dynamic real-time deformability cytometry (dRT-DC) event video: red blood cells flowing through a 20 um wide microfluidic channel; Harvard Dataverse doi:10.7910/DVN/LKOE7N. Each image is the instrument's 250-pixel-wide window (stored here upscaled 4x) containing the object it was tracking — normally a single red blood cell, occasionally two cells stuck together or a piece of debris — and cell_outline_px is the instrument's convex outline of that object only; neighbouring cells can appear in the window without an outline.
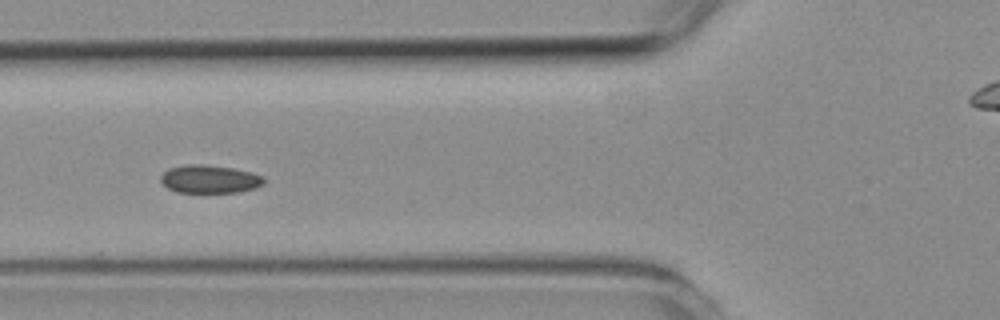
{"species": "common noctule bat (a hibernating species)", "species_latin": "Nyctalus noctula", "temperature_condition": "room temperature", "stored_images_in_passage": 8, "camera_frame_rate_fps": 3000, "um_per_image_px": 0.085, "animal": {"sex": "female", "body_mass_g": 19.3, "forearm_length_mm": 54.1}, "frame": {"image": 1, "passage_image": 6, "time_ms": 5.667, "image_size_px": [1000, 320], "cell_outline_px": [[264, 184], [256, 188], [240, 192], [176, 192], [168, 188], [160, 180], [160, 176], [168, 168], [188, 164], [204, 164], [232, 168], [252, 172], [264, 176]], "centroid_in_image_um": [17.84, 15.22], "position_along_channel_um": 108.0, "area_um2": 16.99}}
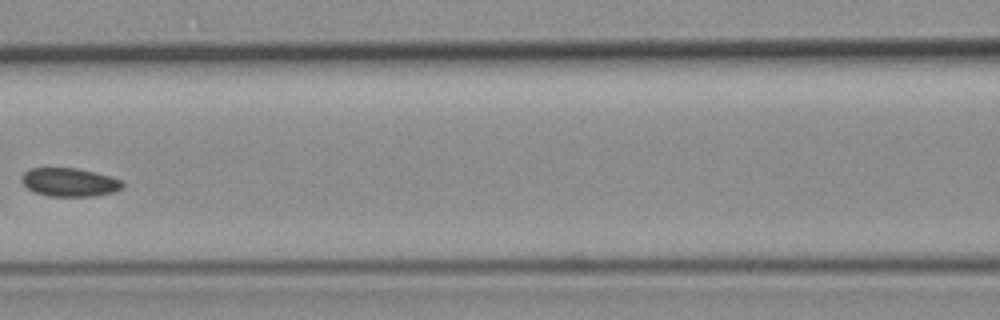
{"frame": {"image": 2, "passage_image": 7, "time_ms": 7.0, "image_size_px": [1000, 320], "cell_outline_px": [[124, 188], [116, 192], [92, 196], [48, 196], [32, 192], [20, 180], [20, 176], [24, 172], [32, 168], [76, 168], [96, 172], [112, 176], [124, 180]], "centroid_in_image_um": [5.95, 15.49], "position_along_channel_um": 160.7, "area_um2": 17.11}}
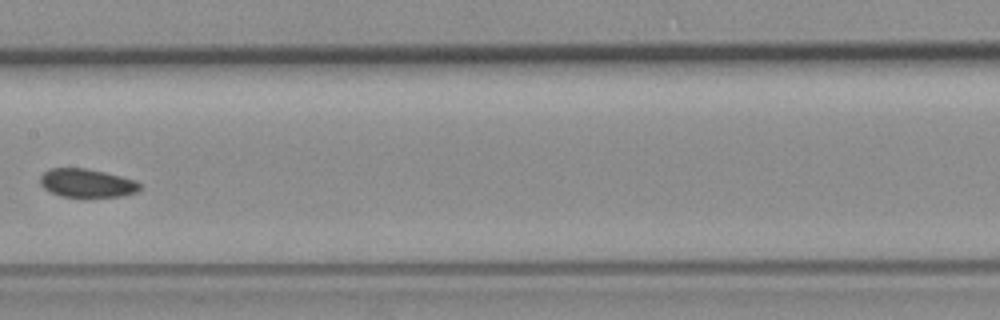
{"frame": {"image": 3, "passage_image": 8, "time_ms": 8.0, "image_size_px": [1000, 320], "cell_outline_px": [[140, 188], [136, 192], [124, 196], [60, 196], [44, 188], [40, 184], [40, 176], [44, 172], [52, 168], [88, 168], [136, 180], [140, 184]], "centroid_in_image_um": [7.38, 15.55], "position_along_channel_um": 200.0, "area_um2": 16.36}}